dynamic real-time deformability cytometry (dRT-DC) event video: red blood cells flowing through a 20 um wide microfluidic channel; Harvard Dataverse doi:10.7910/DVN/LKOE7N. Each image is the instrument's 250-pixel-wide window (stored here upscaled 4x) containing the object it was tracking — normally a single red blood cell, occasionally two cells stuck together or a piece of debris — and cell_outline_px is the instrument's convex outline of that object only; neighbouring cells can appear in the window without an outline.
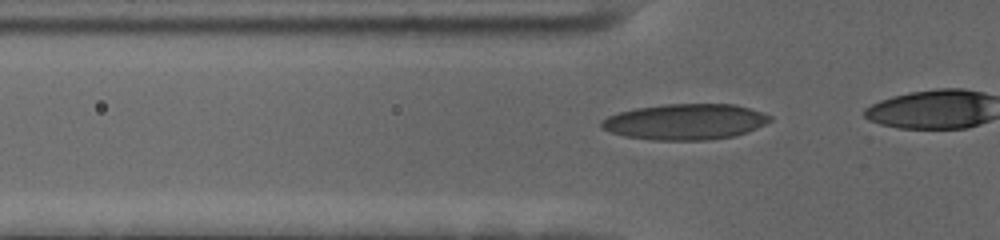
{"species": "human", "species_latin": "Homo sapiens", "temperature_condition": "cold", "stored_images_in_passage": 21, "camera_frame_rate_fps": 3000, "um_per_image_px": 0.085, "donor": {"sex": "female"}, "frame": {"image": 1, "passage_image": 15, "time_ms": 4.667, "image_size_px": [1000, 240], "cell_outline_px": [[772, 120], [748, 132], [732, 136], [708, 140], [652, 140], [624, 136], [600, 128], [600, 120], [608, 116], [620, 112], [636, 108], [664, 104], [732, 104], [764, 112], [772, 116]], "centroid_in_image_um": [58.23, 10.35], "position_along_channel_um": 67.6, "area_um2": 35.2}}
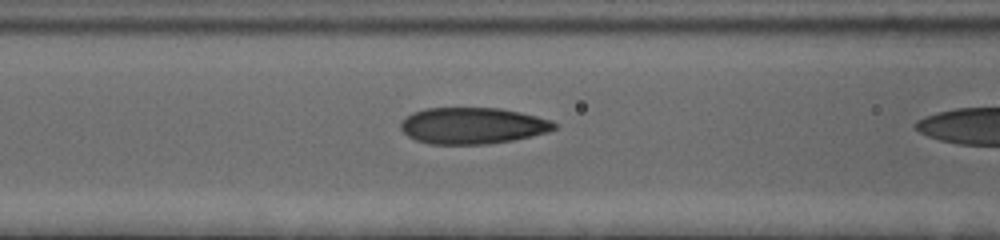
{"frame": {"image": 2, "passage_image": 20, "time_ms": 6.333, "image_size_px": [1000, 240], "cell_outline_px": [[556, 128], [548, 132], [532, 136], [512, 140], [488, 144], [428, 144], [416, 140], [408, 136], [400, 128], [400, 124], [412, 112], [424, 108], [500, 108], [520, 112], [552, 120], [556, 124]], "centroid_in_image_um": [40.17, 10.68], "position_along_channel_um": 126.4, "area_um2": 32.6}}